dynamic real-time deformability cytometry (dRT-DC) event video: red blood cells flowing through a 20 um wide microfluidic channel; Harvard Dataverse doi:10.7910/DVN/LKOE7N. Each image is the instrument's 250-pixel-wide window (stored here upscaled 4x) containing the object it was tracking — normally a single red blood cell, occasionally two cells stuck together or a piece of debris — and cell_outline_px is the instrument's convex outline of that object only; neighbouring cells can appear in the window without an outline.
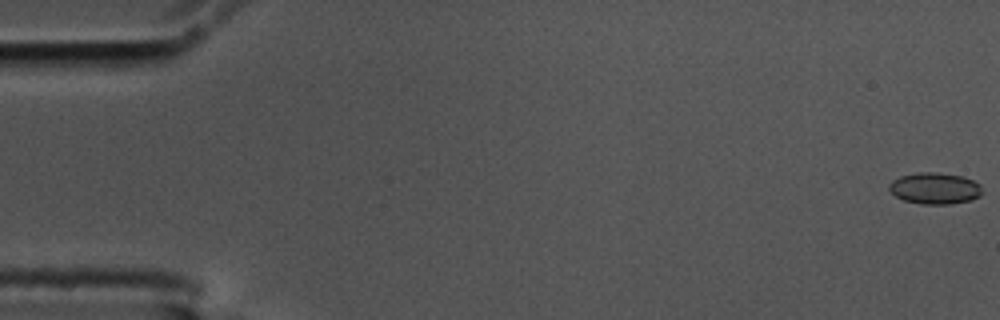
{"species": "common noctule bat (a hibernating species)", "species_latin": "Nyctalus noctula", "temperature_condition": "cold", "stored_images_in_passage": 57, "camera_frame_rate_fps": 3000, "um_per_image_px": 0.085, "animal": {"sex": "male", "body_mass_g": 17.5, "forearm_length_mm": 52.3}, "frame": {"image": 1, "passage_image": 1, "time_ms": 0.0, "image_size_px": [1000, 320], "cell_outline_px": [[984, 192], [980, 196], [972, 200], [948, 204], [920, 204], [904, 200], [896, 196], [888, 188], [888, 184], [892, 180], [900, 176], [920, 172], [936, 172], [960, 176], [972, 180], [980, 184]], "centroid_in_image_um": [79.47, 16.01], "position_along_channel_um": 5.5, "area_um2": 17.11}}
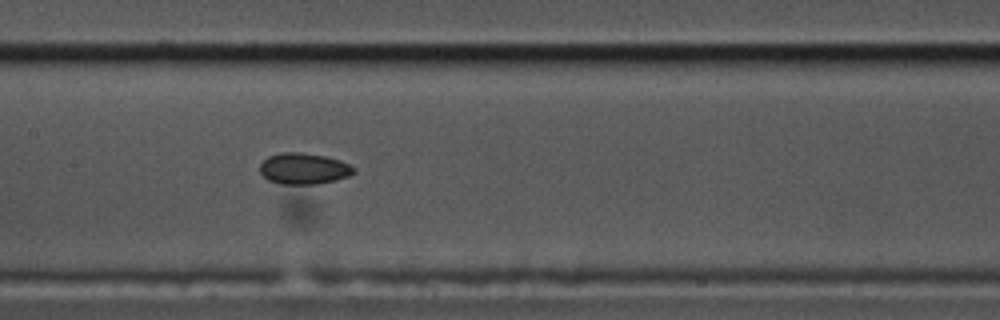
{"frame": {"image": 2, "passage_image": 28, "time_ms": 9.0, "image_size_px": [1000, 320], "cell_outline_px": [[356, 172], [348, 176], [336, 180], [316, 184], [280, 184], [268, 180], [260, 172], [260, 164], [268, 156], [280, 152], [300, 152], [324, 156], [340, 160], [356, 168]], "centroid_in_image_um": [25.82, 14.33], "position_along_channel_um": 181.6, "area_um2": 17.11}}
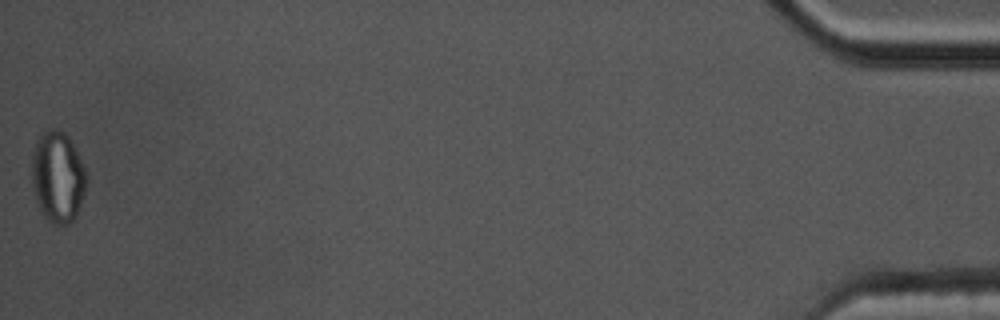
{"frame": {"image": 3, "passage_image": 57, "time_ms": 18.667, "image_size_px": [1000, 320], "cell_outline_px": [[88, 176], [84, 192], [76, 216], [68, 224], [52, 224], [44, 216], [36, 200], [32, 188], [32, 156], [36, 140], [40, 132], [48, 128], [56, 128], [64, 132], [68, 136]], "centroid_in_image_um": [4.88, 15.01], "position_along_channel_um": 430.3, "area_um2": 29.02}, "authors_computed_cell_mechanics": {"area_um2": 16.9932, "velocity_mm_per_s": 3.59, "shape_relaxation_time_tau1_ms": null, "shape_relaxation_time_tau2_ms": 6.1972, "deformation_change_tau1": null, "deformation_change_tau2": 0.0864}}